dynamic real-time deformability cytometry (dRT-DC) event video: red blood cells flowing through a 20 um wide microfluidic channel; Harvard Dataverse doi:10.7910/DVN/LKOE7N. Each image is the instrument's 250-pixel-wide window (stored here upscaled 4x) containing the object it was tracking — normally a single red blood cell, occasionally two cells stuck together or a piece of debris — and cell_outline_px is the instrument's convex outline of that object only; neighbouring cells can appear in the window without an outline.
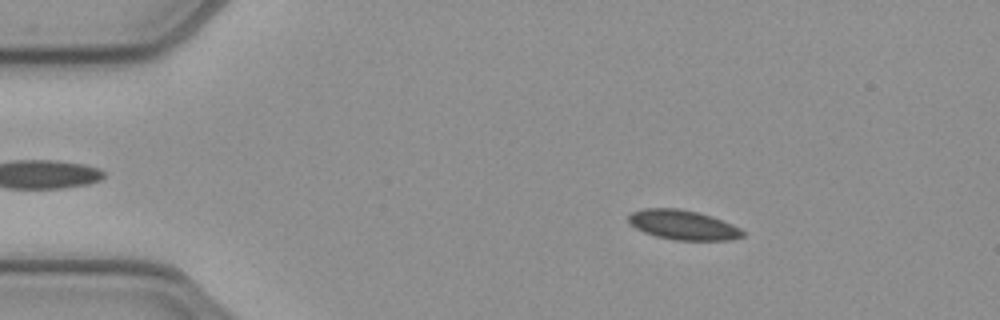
{"species": "common noctule bat (a hibernating species)", "species_latin": "Nyctalus noctula", "temperature_condition": "cold", "stored_images_in_passage": 52, "camera_frame_rate_fps": 3000, "um_per_image_px": 0.085, "animal": {"sex": "female", "body_mass_g": 21.9}, "frame": {"image": 1, "passage_image": 8, "time_ms": 2.333, "image_size_px": [1000, 320], "cell_outline_px": [[744, 236], [732, 240], [676, 240], [656, 236], [644, 232], [636, 228], [628, 220], [628, 216], [632, 212], [644, 208], [676, 208], [696, 212], [712, 216], [732, 224], [740, 228], [744, 232]], "centroid_in_image_um": [58.07, 19.12], "position_along_channel_um": 26.9, "area_um2": 19.59}}
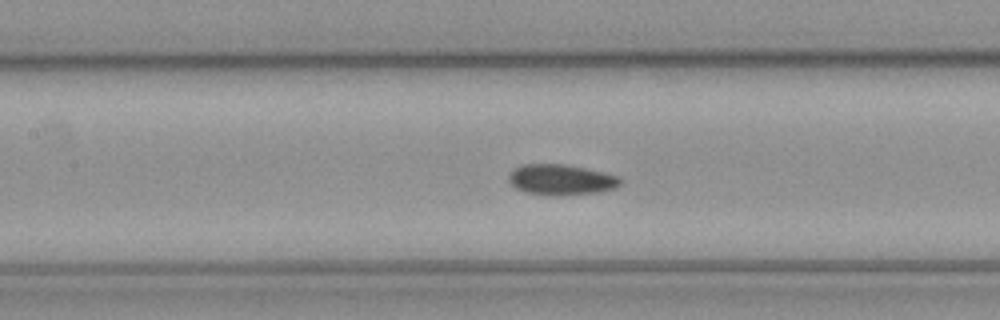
{"frame": {"image": 2, "passage_image": 23, "time_ms": 7.333, "image_size_px": [1000, 320], "cell_outline_px": [[620, 184], [616, 188], [600, 192], [552, 196], [548, 196], [524, 192], [516, 188], [508, 180], [508, 176], [512, 168], [524, 164], [564, 164], [604, 172], [620, 176]], "centroid_in_image_um": [47.67, 15.28], "position_along_channel_um": 159.7, "area_um2": 20.11}}
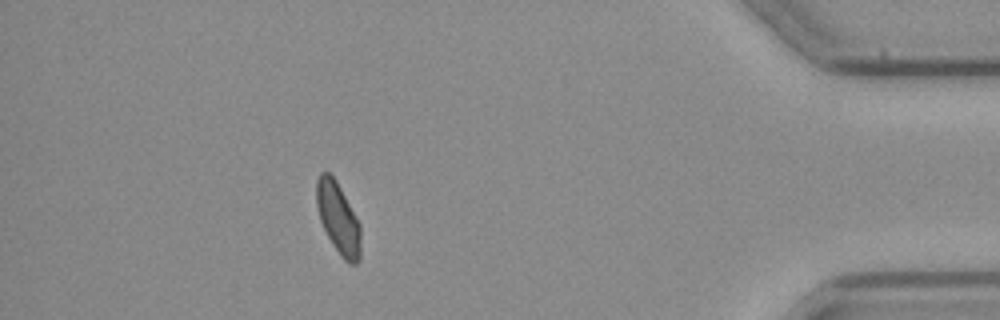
{"frame": {"image": 3, "passage_image": 46, "time_ms": 15.0, "image_size_px": [1000, 320], "cell_outline_px": [[360, 260], [356, 264], [348, 264], [340, 256], [332, 244], [320, 220], [316, 204], [316, 180], [320, 172], [328, 172], [336, 180], [360, 224]], "centroid_in_image_um": [28.74, 18.57], "position_along_channel_um": 406.5, "area_um2": 18.32}, "authors_computed_cell_mechanics": {"area_um2": 19.2474, "velocity_mm_per_s": 3.9022, "shape_relaxation_time_tau1_ms": 7.1549, "shape_relaxation_time_tau2_ms": 4.0796, "deformation_change_tau1": 0.0961, "deformation_change_tau2": 0.0705}}